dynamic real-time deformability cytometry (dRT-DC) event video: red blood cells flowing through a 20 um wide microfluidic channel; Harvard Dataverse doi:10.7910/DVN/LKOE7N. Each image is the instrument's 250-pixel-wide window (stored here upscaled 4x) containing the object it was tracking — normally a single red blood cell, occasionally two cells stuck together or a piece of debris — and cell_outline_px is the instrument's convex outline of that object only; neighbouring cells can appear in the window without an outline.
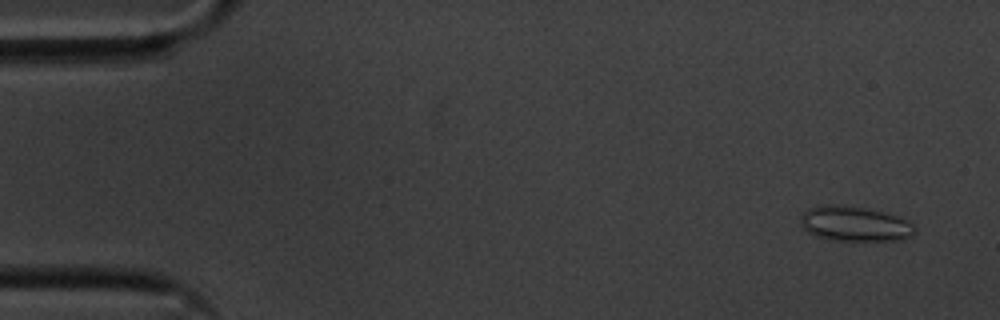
{"species": "common noctule bat (a hibernating species)", "species_latin": "Nyctalus noctula", "temperature_condition": "cold", "stored_images_in_passage": 17, "segment_of_instrument_passage": [1, 2], "camera_frame_rate_fps": 3000, "um_per_image_px": 0.085, "animal": {"sex": "male", "body_mass_g": 20.1, "forearm_length_mm": 53.5}, "frame": {"image": 1, "passage_image": 3, "time_ms": 0.667, "image_size_px": [1000, 320], "cell_outline_px": [[916, 232], [912, 236], [904, 240], [828, 240], [816, 236], [808, 232], [800, 224], [800, 216], [808, 208], [828, 204], [832, 204], [864, 208], [900, 216], [908, 220], [916, 228]], "centroid_in_image_um": [72.67, 19.03], "position_along_channel_um": 12.3, "area_um2": 23.41}}
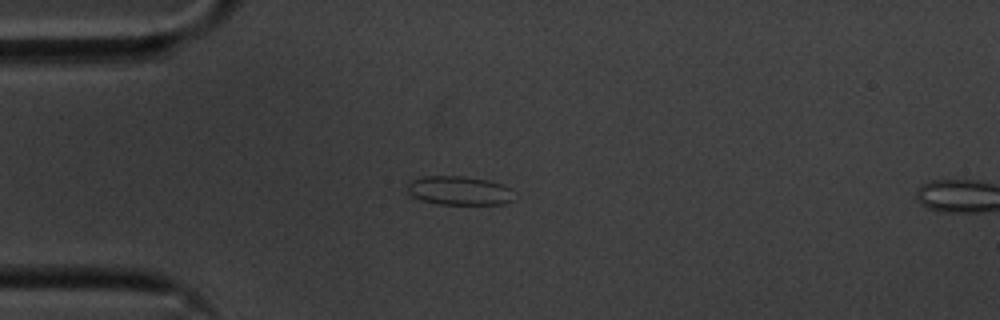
{"frame": {"image": 2, "passage_image": 14, "time_ms": 4.333, "image_size_px": [1000, 320], "cell_outline_px": [[512, 200], [504, 204], [440, 204], [420, 200], [412, 196], [408, 192], [408, 180], [424, 176], [464, 176], [488, 180], [512, 188]], "centroid_in_image_um": [39.0, 16.19], "position_along_channel_um": 46.0, "area_um2": 18.03}}